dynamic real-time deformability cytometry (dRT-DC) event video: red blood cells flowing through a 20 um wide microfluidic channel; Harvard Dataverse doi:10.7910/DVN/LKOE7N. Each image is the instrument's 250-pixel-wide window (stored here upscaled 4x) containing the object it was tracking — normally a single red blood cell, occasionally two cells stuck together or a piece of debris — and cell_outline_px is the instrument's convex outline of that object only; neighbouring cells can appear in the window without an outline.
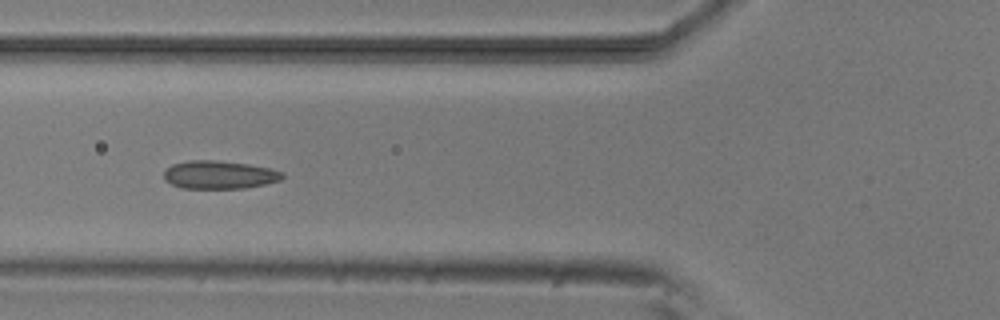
{"species": "common noctule bat (a hibernating species)", "species_latin": "Nyctalus noctula", "temperature_condition": "room temperature", "stored_images_in_passage": 8, "camera_frame_rate_fps": 3000, "um_per_image_px": 0.085, "animal": {"sex": "male", "body_mass_g": 20.5, "forearm_length_mm": 52.5}, "frame": {"image": 1, "passage_image": 5, "time_ms": 4.667, "image_size_px": [1000, 320], "cell_outline_px": [[284, 176], [280, 180], [264, 184], [244, 188], [184, 188], [172, 184], [164, 180], [164, 172], [172, 164], [188, 160], [216, 160], [248, 164], [268, 168], [284, 172]], "centroid_in_image_um": [18.63, 14.85], "position_along_channel_um": 107.2, "area_um2": 19.31}}
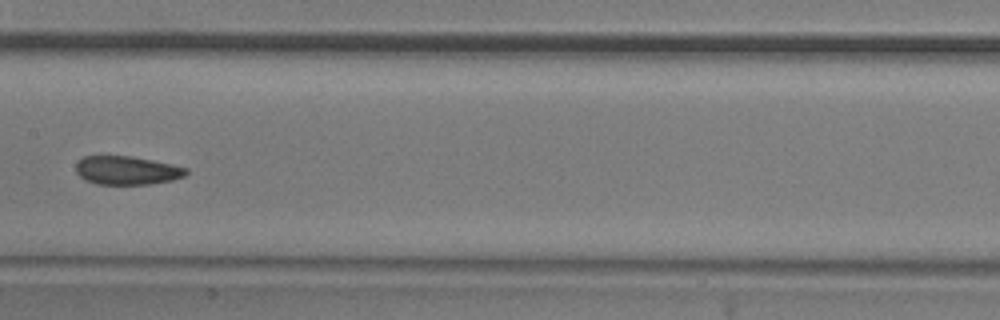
{"frame": {"image": 2, "passage_image": 7, "time_ms": 7.0, "image_size_px": [1000, 320], "cell_outline_px": [[188, 172], [184, 176], [172, 180], [152, 184], [96, 184], [84, 180], [76, 172], [76, 164], [84, 156], [132, 156], [172, 164], [188, 168]], "centroid_in_image_um": [10.79, 14.48], "position_along_channel_um": 196.6, "area_um2": 18.38}}
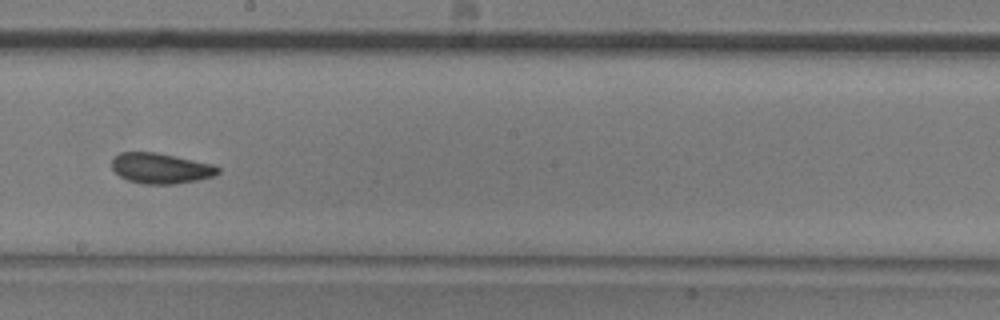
{"frame": {"image": 3, "passage_image": 8, "time_ms": 8.0, "image_size_px": [1000, 320], "cell_outline_px": [[220, 172], [212, 176], [196, 180], [176, 184], [144, 184], [128, 180], [120, 176], [112, 168], [112, 160], [120, 152], [156, 152], [212, 164], [220, 168]], "centroid_in_image_um": [13.65, 14.3], "position_along_channel_um": 234.5, "area_um2": 18.67}}